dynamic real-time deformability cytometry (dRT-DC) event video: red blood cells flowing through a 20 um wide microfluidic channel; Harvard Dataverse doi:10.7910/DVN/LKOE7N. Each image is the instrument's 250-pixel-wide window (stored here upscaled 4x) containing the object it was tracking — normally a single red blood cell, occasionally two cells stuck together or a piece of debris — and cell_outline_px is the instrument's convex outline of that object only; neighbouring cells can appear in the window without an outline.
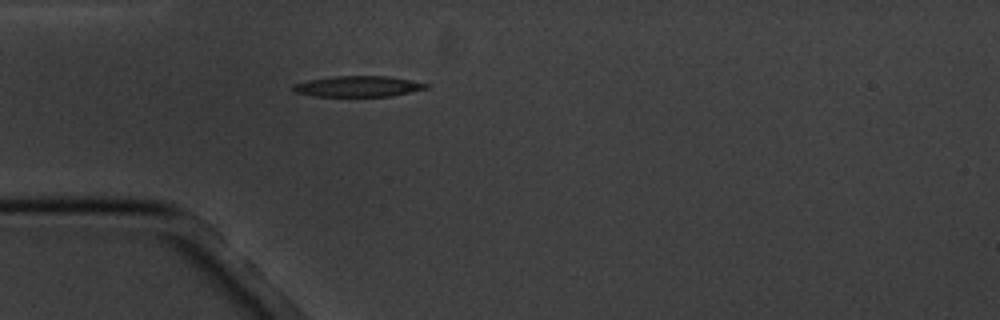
{"species": "common noctule bat (a hibernating species)", "species_latin": "Nyctalus noctula", "temperature_condition": "cold", "stored_images_in_passage": 1, "camera_frame_rate_fps": 3000, "um_per_image_px": 0.085, "animal": {"sex": "male", "body_mass_g": 20.1, "forearm_length_mm": 53.5}, "frame": {"image": 1, "passage_image": 1, "time_ms": 0.0, "image_size_px": [1000, 320], "cell_outline_px": [[428, 88], [392, 96], [316, 96], [296, 92], [292, 88], [292, 84], [308, 80], [332, 76], [388, 76], [428, 84]], "centroid_in_image_um": [30.41, 7.34], "position_along_channel_um": 54.6, "area_um2": 15.95}}